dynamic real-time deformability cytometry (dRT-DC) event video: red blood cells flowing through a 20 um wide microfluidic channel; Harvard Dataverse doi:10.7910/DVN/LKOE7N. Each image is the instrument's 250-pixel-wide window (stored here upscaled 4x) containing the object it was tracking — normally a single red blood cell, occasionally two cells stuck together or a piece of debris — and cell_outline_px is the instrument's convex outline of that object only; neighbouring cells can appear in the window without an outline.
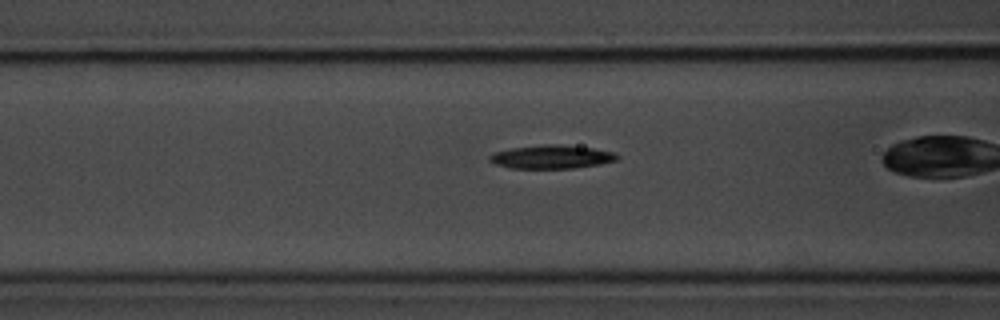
{"species": "common noctule bat (a hibernating species)", "species_latin": "Nyctalus noctula", "temperature_condition": "room temperature", "stored_images_in_passage": 25, "camera_frame_rate_fps": 3000, "um_per_image_px": 0.085, "animal": {"sex": "male", "body_mass_g": 20.1, "forearm_length_mm": 53.5}, "frame": {"image": 1, "passage_image": 4, "time_ms": 1.0, "image_size_px": [1000, 320], "cell_outline_px": [[620, 156], [616, 160], [600, 164], [572, 168], [508, 168], [496, 164], [488, 160], [488, 156], [492, 152], [512, 148], [544, 144], [556, 144], [592, 148], [616, 152]], "centroid_in_image_um": [46.86, 13.33], "position_along_channel_um": 119.7, "area_um2": 17.51}}